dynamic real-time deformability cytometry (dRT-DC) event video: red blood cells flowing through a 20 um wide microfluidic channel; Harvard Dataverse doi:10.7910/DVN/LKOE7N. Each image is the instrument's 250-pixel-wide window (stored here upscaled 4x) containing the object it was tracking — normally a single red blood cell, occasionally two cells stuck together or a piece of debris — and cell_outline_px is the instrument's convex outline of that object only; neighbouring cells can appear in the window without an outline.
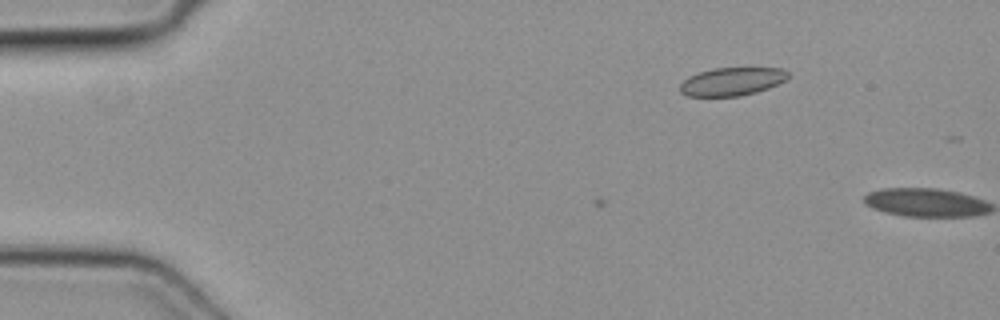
{"species": "common noctule bat (a hibernating species)", "species_latin": "Nyctalus noctula", "temperature_condition": "cold", "stored_images_in_passage": 2, "camera_frame_rate_fps": 3000, "um_per_image_px": 0.085, "animal": {"sex": "female", "body_mass_g": 19.3, "forearm_length_mm": 54.1}, "frame": {"image": 1, "passage_image": 1, "time_ms": 0.0, "image_size_px": [1000, 320], "cell_outline_px": [[788, 76], [784, 80], [768, 88], [756, 92], [740, 96], [688, 96], [680, 92], [680, 84], [688, 76], [712, 68], [784, 68], [788, 72]], "centroid_in_image_um": [62.19, 6.92], "position_along_channel_um": 22.8, "area_um2": 17.63}}